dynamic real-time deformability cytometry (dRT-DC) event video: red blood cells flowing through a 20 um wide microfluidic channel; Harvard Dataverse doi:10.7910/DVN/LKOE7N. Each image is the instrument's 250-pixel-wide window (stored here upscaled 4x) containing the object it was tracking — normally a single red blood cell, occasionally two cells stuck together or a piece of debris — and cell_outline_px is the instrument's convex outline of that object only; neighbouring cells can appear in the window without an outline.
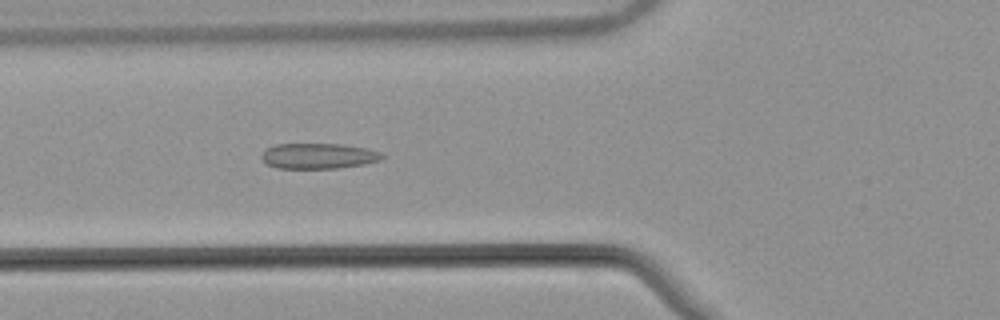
{"species": "common noctule bat (a hibernating species)", "species_latin": "Nyctalus noctula", "temperature_condition": "warm", "stored_images_in_passage": 54, "camera_frame_rate_fps": 3000, "um_per_image_px": 0.085, "animal": {"sex": "male", "body_mass_g": 21.5, "forearm_length_mm": 52.0}, "frame": {"image": 1, "passage_image": 21, "time_ms": 6.667, "image_size_px": [1000, 320], "cell_outline_px": [[388, 156], [380, 160], [364, 164], [336, 168], [276, 168], [268, 164], [260, 156], [268, 148], [276, 144], [340, 144], [364, 148], [380, 152]], "centroid_in_image_um": [27.1, 13.26], "position_along_channel_um": 98.7, "area_um2": 17.74}}
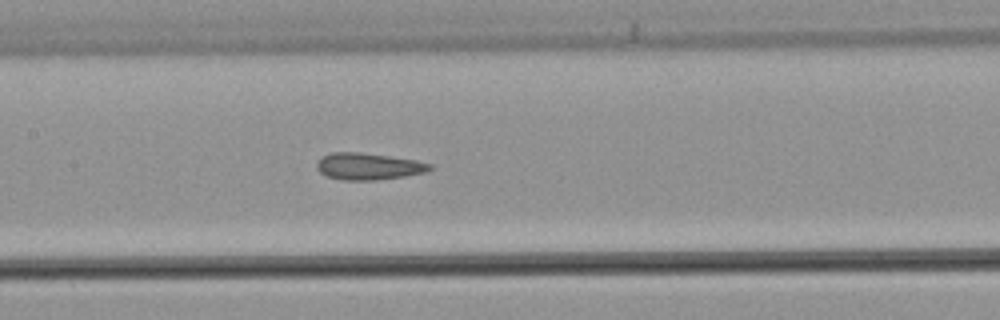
{"frame": {"image": 2, "passage_image": 27, "time_ms": 8.667, "image_size_px": [1000, 320], "cell_outline_px": [[432, 168], [424, 172], [404, 176], [376, 180], [344, 180], [328, 176], [320, 172], [316, 168], [316, 164], [320, 156], [332, 152], [360, 152], [416, 160], [432, 164]], "centroid_in_image_um": [31.27, 14.13], "position_along_channel_um": 176.1, "area_um2": 17.57}}
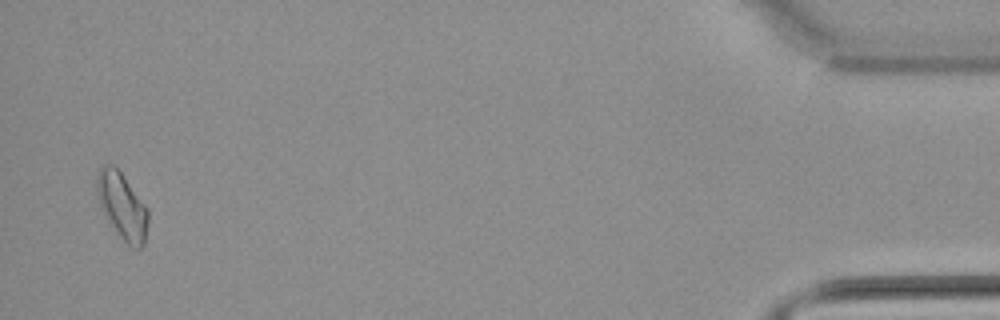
{"frame": {"image": 3, "passage_image": 53, "time_ms": 17.333, "image_size_px": [1000, 320], "cell_outline_px": [[148, 224], [144, 244], [140, 248], [132, 248], [120, 236], [100, 208], [96, 196], [96, 172], [104, 164], [112, 164], [120, 172], [148, 208]], "centroid_in_image_um": [10.36, 17.49], "position_along_channel_um": 424.8, "area_um2": 19.77}, "authors_computed_cell_mechanics": {"area_um2": 17.8891, "velocity_mm_per_s": 3.8425, "shape_relaxation_time_tau1_ms": null, "shape_relaxation_time_tau2_ms": 2.2198, "deformation_change_tau1": null, "deformation_change_tau2": 0.1171}}